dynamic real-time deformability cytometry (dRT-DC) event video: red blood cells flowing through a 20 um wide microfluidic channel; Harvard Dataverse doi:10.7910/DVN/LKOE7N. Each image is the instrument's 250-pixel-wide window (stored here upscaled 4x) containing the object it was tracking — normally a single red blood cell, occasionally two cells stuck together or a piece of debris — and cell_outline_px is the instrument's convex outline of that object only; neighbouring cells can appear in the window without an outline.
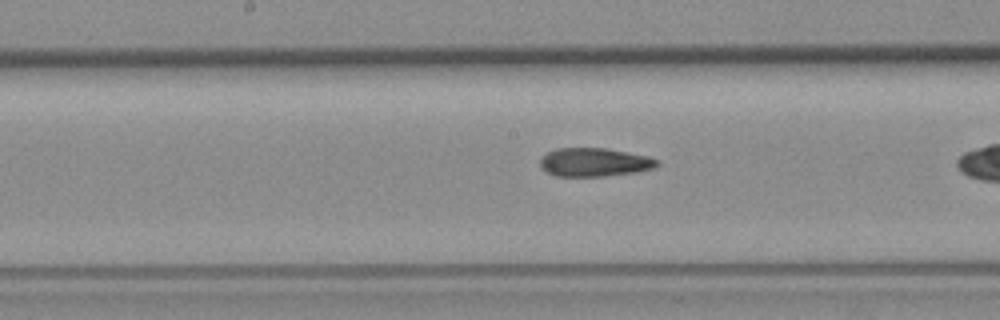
{"species": "common noctule bat (a hibernating species)", "species_latin": "Nyctalus noctula", "temperature_condition": "room temperature", "stored_images_in_passage": 36, "camera_frame_rate_fps": 3000, "um_per_image_px": 0.085, "animal": {"sex": "female", "body_mass_g": 19.3, "forearm_length_mm": 54.1}, "frame": {"image": 1, "passage_image": 21, "time_ms": 6.667, "image_size_px": [1000, 320], "cell_outline_px": [[660, 164], [656, 168], [636, 172], [604, 176], [556, 176], [540, 168], [540, 156], [556, 148], [608, 148], [648, 156], [660, 160]], "centroid_in_image_um": [50.54, 13.78], "position_along_channel_um": 197.7, "area_um2": 19.71}}
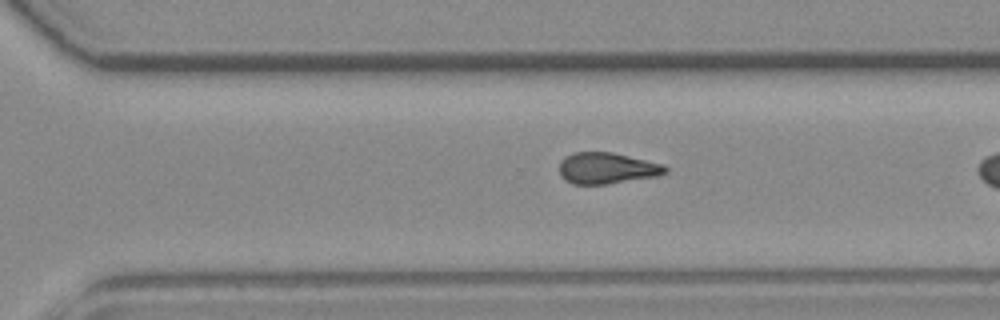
{"frame": {"image": 2, "passage_image": 31, "time_ms": 10.0, "image_size_px": [1000, 320], "cell_outline_px": [[668, 172], [660, 176], [608, 184], [572, 184], [564, 180], [560, 176], [560, 160], [564, 156], [572, 152], [612, 152], [664, 164], [668, 168]], "centroid_in_image_um": [51.59, 14.3], "position_along_channel_um": 319.0, "area_um2": 19.65}}